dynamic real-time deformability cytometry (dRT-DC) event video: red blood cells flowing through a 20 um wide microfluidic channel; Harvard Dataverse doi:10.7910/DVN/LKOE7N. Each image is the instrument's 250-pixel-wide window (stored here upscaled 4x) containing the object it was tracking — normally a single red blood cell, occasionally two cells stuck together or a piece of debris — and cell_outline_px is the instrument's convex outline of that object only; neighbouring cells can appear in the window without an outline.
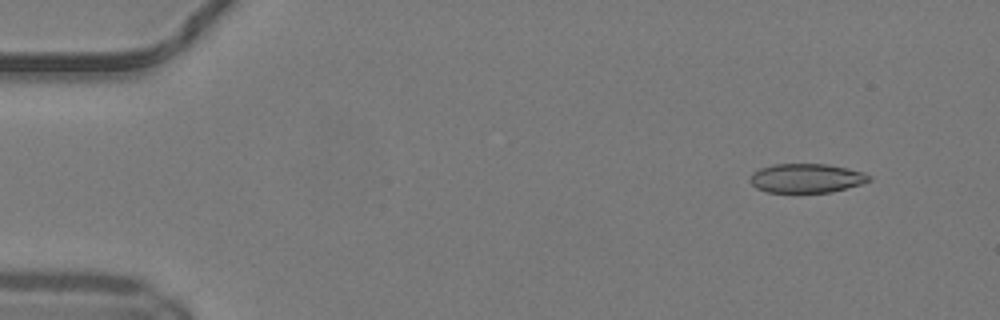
{"species": "common noctule bat (a hibernating species)", "species_latin": "Nyctalus noctula", "temperature_condition": "warm", "stored_images_in_passage": 50, "camera_frame_rate_fps": 3000, "um_per_image_px": 0.085, "animal": {"sex": "male", "body_mass_g": 19.2, "forearm_length_mm": 51.8}, "frame": {"image": 1, "passage_image": 5, "time_ms": 1.333, "image_size_px": [1000, 320], "cell_outline_px": [[872, 180], [860, 184], [832, 192], [792, 196], [768, 192], [756, 188], [748, 180], [752, 172], [760, 168], [772, 164], [828, 164], [848, 168], [872, 176]], "centroid_in_image_um": [68.48, 15.2], "position_along_channel_um": 16.5, "area_um2": 21.15}}
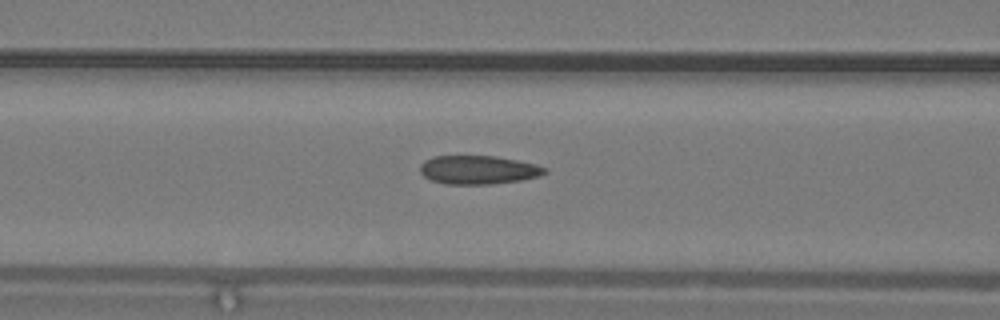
{"frame": {"image": 2, "passage_image": 21, "time_ms": 6.667, "image_size_px": [1000, 320], "cell_outline_px": [[548, 172], [540, 176], [520, 180], [492, 184], [444, 184], [432, 180], [424, 176], [420, 172], [420, 164], [424, 160], [432, 156], [496, 156], [536, 164], [548, 168]], "centroid_in_image_um": [40.66, 14.43], "position_along_channel_um": 125.9, "area_um2": 20.92}}
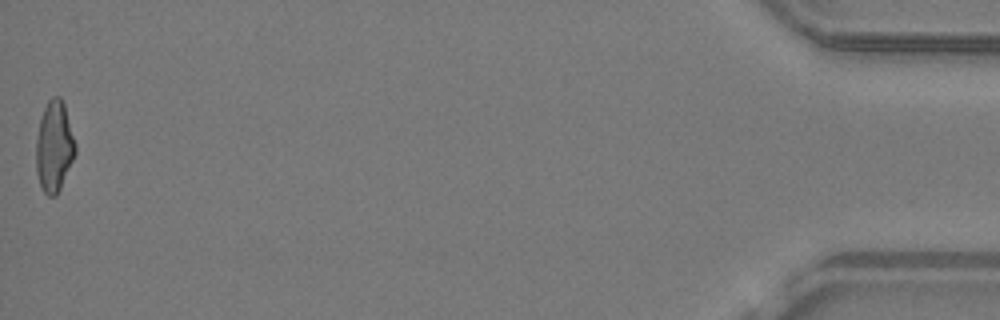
{"frame": {"image": 3, "passage_image": 50, "time_ms": 16.333, "image_size_px": [1000, 320], "cell_outline_px": [[76, 152], [60, 188], [56, 196], [48, 196], [44, 192], [40, 184], [36, 172], [36, 140], [40, 120], [44, 108], [48, 100], [52, 96], [60, 96], [64, 104], [76, 144]], "centroid_in_image_um": [4.6, 12.45], "position_along_channel_um": 430.6, "area_um2": 20.63}, "authors_computed_cell_mechanics": {"area_um2": 20.9236, "velocity_mm_per_s": 4.171, "shape_relaxation_time_tau1_ms": null, "shape_relaxation_time_tau2_ms": 1.5357, "deformation_change_tau1": null, "deformation_change_tau2": 0.0859}}